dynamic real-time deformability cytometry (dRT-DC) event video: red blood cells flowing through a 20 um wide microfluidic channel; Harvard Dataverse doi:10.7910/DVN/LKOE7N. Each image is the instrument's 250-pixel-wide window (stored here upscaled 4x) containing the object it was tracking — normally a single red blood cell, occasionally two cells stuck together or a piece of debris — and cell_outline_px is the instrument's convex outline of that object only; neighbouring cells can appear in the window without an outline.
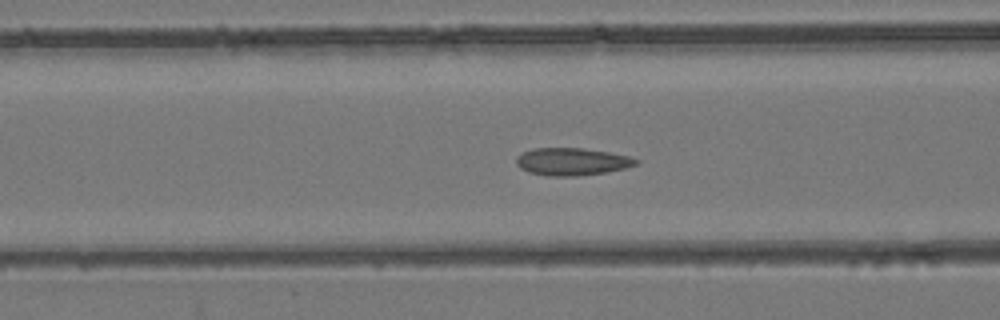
{"species": "common noctule bat (a hibernating species)", "species_latin": "Nyctalus noctula", "temperature_condition": "room temperature", "stored_images_in_passage": 37, "camera_frame_rate_fps": 3000, "um_per_image_px": 0.085, "animal": {"sex": "female", "body_mass_g": 24.6, "forearm_length_mm": 56.2}, "frame": {"image": 1, "passage_image": 5, "time_ms": 1.333, "image_size_px": [1000, 320], "cell_outline_px": [[640, 160], [636, 164], [624, 168], [608, 172], [576, 176], [548, 176], [528, 172], [520, 168], [516, 164], [516, 156], [520, 152], [532, 148], [580, 148], [608, 152], [628, 156]], "centroid_in_image_um": [48.56, 13.74], "position_along_channel_um": 118.0, "area_um2": 19.25}}
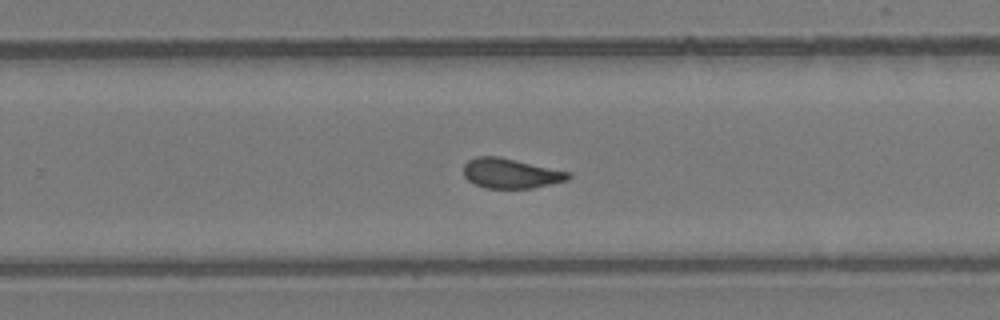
{"frame": {"image": 2, "passage_image": 18, "time_ms": 5.667, "image_size_px": [1000, 320], "cell_outline_px": [[572, 176], [568, 180], [532, 188], [484, 188], [468, 180], [464, 176], [464, 164], [468, 160], [476, 156], [500, 156], [572, 172]], "centroid_in_image_um": [43.43, 14.72], "position_along_channel_um": 286.4, "area_um2": 18.44}}
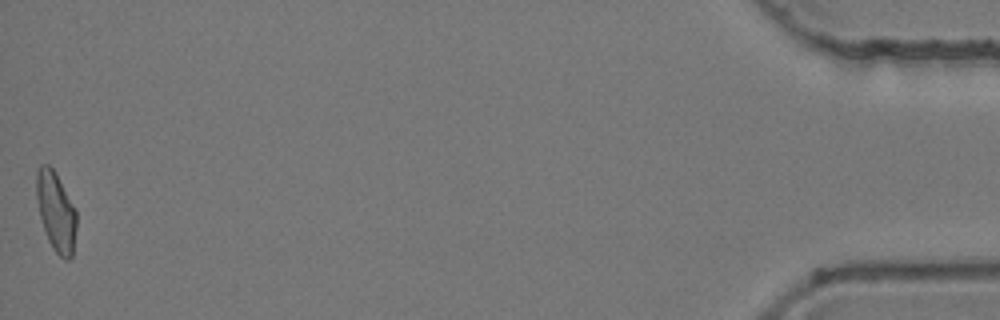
{"frame": {"image": 3, "passage_image": 37, "time_ms": 12.0, "image_size_px": [1000, 320], "cell_outline_px": [[76, 228], [72, 256], [68, 260], [64, 260], [52, 248], [48, 240], [40, 216], [36, 196], [36, 172], [40, 164], [48, 164], [52, 168], [76, 208]], "centroid_in_image_um": [4.76, 17.99], "position_along_channel_um": 430.4, "area_um2": 18.44}, "authors_computed_cell_mechanics": {"area_um2": 18.3804, "velocity_mm_per_s": 3.8962, "shape_relaxation_time_tau1_ms": null, "shape_relaxation_time_tau2_ms": 1.107, "deformation_change_tau1": null, "deformation_change_tau2": 0.0705}}